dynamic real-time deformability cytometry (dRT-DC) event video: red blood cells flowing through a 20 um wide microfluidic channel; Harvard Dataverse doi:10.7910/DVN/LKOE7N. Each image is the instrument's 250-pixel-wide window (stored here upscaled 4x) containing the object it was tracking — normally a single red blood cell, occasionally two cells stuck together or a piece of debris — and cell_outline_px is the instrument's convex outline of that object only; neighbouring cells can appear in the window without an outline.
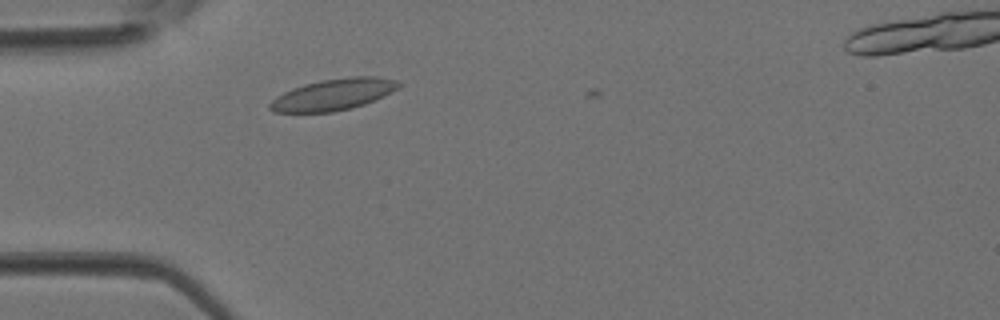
{"species": "Egyptian fruit bat (a non-hibernating species)", "species_latin": "Rousettus aegyptiacus", "temperature_condition": "room temperature", "stored_images_in_passage": 3, "camera_frame_rate_fps": 3000, "um_per_image_px": 0.085, "animal": {"sex": "female"}, "frame": {"image": 1, "passage_image": 2, "time_ms": 0.333, "image_size_px": [1000, 320], "cell_outline_px": [[400, 84], [396, 88], [384, 96], [364, 104], [352, 108], [332, 112], [276, 112], [268, 108], [268, 104], [276, 96], [292, 88], [304, 84], [320, 80], [352, 76], [376, 76], [396, 80]], "centroid_in_image_um": [28.3, 8.03], "position_along_channel_um": 56.7, "area_um2": 23.47}}